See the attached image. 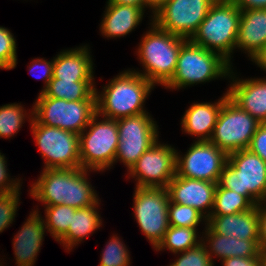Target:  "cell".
I'll return each instance as SVG.
<instances>
[{"mask_svg": "<svg viewBox=\"0 0 266 266\" xmlns=\"http://www.w3.org/2000/svg\"><path fill=\"white\" fill-rule=\"evenodd\" d=\"M197 235V228L169 226L162 241L155 250L162 251L168 249L176 255L202 243V237Z\"/></svg>", "mask_w": 266, "mask_h": 266, "instance_id": "cell-27", "label": "cell"}, {"mask_svg": "<svg viewBox=\"0 0 266 266\" xmlns=\"http://www.w3.org/2000/svg\"><path fill=\"white\" fill-rule=\"evenodd\" d=\"M91 171L83 168L43 169L37 181L31 184L29 194L44 206L88 207L99 200L87 177Z\"/></svg>", "mask_w": 266, "mask_h": 266, "instance_id": "cell-1", "label": "cell"}, {"mask_svg": "<svg viewBox=\"0 0 266 266\" xmlns=\"http://www.w3.org/2000/svg\"><path fill=\"white\" fill-rule=\"evenodd\" d=\"M102 251L99 266H130L129 250L124 242L113 235Z\"/></svg>", "mask_w": 266, "mask_h": 266, "instance_id": "cell-32", "label": "cell"}, {"mask_svg": "<svg viewBox=\"0 0 266 266\" xmlns=\"http://www.w3.org/2000/svg\"><path fill=\"white\" fill-rule=\"evenodd\" d=\"M254 205L243 195L218 183L214 195V204L210 215H229L252 209Z\"/></svg>", "mask_w": 266, "mask_h": 266, "instance_id": "cell-28", "label": "cell"}, {"mask_svg": "<svg viewBox=\"0 0 266 266\" xmlns=\"http://www.w3.org/2000/svg\"><path fill=\"white\" fill-rule=\"evenodd\" d=\"M33 104V118L39 124L61 128L78 135L97 113L96 100L67 101L39 93Z\"/></svg>", "mask_w": 266, "mask_h": 266, "instance_id": "cell-8", "label": "cell"}, {"mask_svg": "<svg viewBox=\"0 0 266 266\" xmlns=\"http://www.w3.org/2000/svg\"><path fill=\"white\" fill-rule=\"evenodd\" d=\"M248 149L266 162V123H261L259 125Z\"/></svg>", "mask_w": 266, "mask_h": 266, "instance_id": "cell-38", "label": "cell"}, {"mask_svg": "<svg viewBox=\"0 0 266 266\" xmlns=\"http://www.w3.org/2000/svg\"><path fill=\"white\" fill-rule=\"evenodd\" d=\"M107 3L139 7L144 11L148 8V0H107Z\"/></svg>", "mask_w": 266, "mask_h": 266, "instance_id": "cell-42", "label": "cell"}, {"mask_svg": "<svg viewBox=\"0 0 266 266\" xmlns=\"http://www.w3.org/2000/svg\"><path fill=\"white\" fill-rule=\"evenodd\" d=\"M256 206L259 214V247L260 252L266 256V201Z\"/></svg>", "mask_w": 266, "mask_h": 266, "instance_id": "cell-40", "label": "cell"}, {"mask_svg": "<svg viewBox=\"0 0 266 266\" xmlns=\"http://www.w3.org/2000/svg\"><path fill=\"white\" fill-rule=\"evenodd\" d=\"M53 65H54V59L51 61H47L44 58H35L30 63L29 72H31V74H33L34 70H36V71L41 70V72H39V73H42V75L36 76L37 77L36 79L38 80L39 78H41V79L45 80V83H44L45 85L43 86L40 93H42L47 88L50 80L53 77Z\"/></svg>", "mask_w": 266, "mask_h": 266, "instance_id": "cell-37", "label": "cell"}, {"mask_svg": "<svg viewBox=\"0 0 266 266\" xmlns=\"http://www.w3.org/2000/svg\"><path fill=\"white\" fill-rule=\"evenodd\" d=\"M216 187L217 183L214 182L175 175L167 190L171 202L191 206L208 218L213 208Z\"/></svg>", "mask_w": 266, "mask_h": 266, "instance_id": "cell-16", "label": "cell"}, {"mask_svg": "<svg viewBox=\"0 0 266 266\" xmlns=\"http://www.w3.org/2000/svg\"><path fill=\"white\" fill-rule=\"evenodd\" d=\"M177 254L180 256L176 259V261L174 260L173 263H170L169 266H214V263L203 243Z\"/></svg>", "mask_w": 266, "mask_h": 266, "instance_id": "cell-34", "label": "cell"}, {"mask_svg": "<svg viewBox=\"0 0 266 266\" xmlns=\"http://www.w3.org/2000/svg\"><path fill=\"white\" fill-rule=\"evenodd\" d=\"M133 210L141 232L155 249L169 228V193L162 187H135Z\"/></svg>", "mask_w": 266, "mask_h": 266, "instance_id": "cell-10", "label": "cell"}, {"mask_svg": "<svg viewBox=\"0 0 266 266\" xmlns=\"http://www.w3.org/2000/svg\"><path fill=\"white\" fill-rule=\"evenodd\" d=\"M99 117L96 113L79 134L81 168L93 172L113 167L119 144L117 120Z\"/></svg>", "mask_w": 266, "mask_h": 266, "instance_id": "cell-7", "label": "cell"}, {"mask_svg": "<svg viewBox=\"0 0 266 266\" xmlns=\"http://www.w3.org/2000/svg\"><path fill=\"white\" fill-rule=\"evenodd\" d=\"M228 93H224L218 102L193 103L184 113L181 121L182 131L188 135L196 136V141H209L214 126L220 113V109Z\"/></svg>", "mask_w": 266, "mask_h": 266, "instance_id": "cell-21", "label": "cell"}, {"mask_svg": "<svg viewBox=\"0 0 266 266\" xmlns=\"http://www.w3.org/2000/svg\"><path fill=\"white\" fill-rule=\"evenodd\" d=\"M144 10L139 7L107 3L100 24L104 37H124L132 32L143 19Z\"/></svg>", "mask_w": 266, "mask_h": 266, "instance_id": "cell-24", "label": "cell"}, {"mask_svg": "<svg viewBox=\"0 0 266 266\" xmlns=\"http://www.w3.org/2000/svg\"><path fill=\"white\" fill-rule=\"evenodd\" d=\"M233 65L220 54L207 50L187 39L181 46L173 77L165 89H185L191 85L228 78Z\"/></svg>", "mask_w": 266, "mask_h": 266, "instance_id": "cell-5", "label": "cell"}, {"mask_svg": "<svg viewBox=\"0 0 266 266\" xmlns=\"http://www.w3.org/2000/svg\"><path fill=\"white\" fill-rule=\"evenodd\" d=\"M0 152V194L11 193L13 191L21 190V180L18 178H9L10 175L7 169V160Z\"/></svg>", "mask_w": 266, "mask_h": 266, "instance_id": "cell-36", "label": "cell"}, {"mask_svg": "<svg viewBox=\"0 0 266 266\" xmlns=\"http://www.w3.org/2000/svg\"><path fill=\"white\" fill-rule=\"evenodd\" d=\"M17 44L11 31L0 26V69L11 70L17 65Z\"/></svg>", "mask_w": 266, "mask_h": 266, "instance_id": "cell-33", "label": "cell"}, {"mask_svg": "<svg viewBox=\"0 0 266 266\" xmlns=\"http://www.w3.org/2000/svg\"><path fill=\"white\" fill-rule=\"evenodd\" d=\"M101 200L88 207L79 208L72 213V221L67 233L58 241L65 250L71 251L90 234H93L102 225V218L97 211ZM101 218V219H100Z\"/></svg>", "mask_w": 266, "mask_h": 266, "instance_id": "cell-25", "label": "cell"}, {"mask_svg": "<svg viewBox=\"0 0 266 266\" xmlns=\"http://www.w3.org/2000/svg\"><path fill=\"white\" fill-rule=\"evenodd\" d=\"M261 123L229 97L224 100L210 142L227 154L248 149Z\"/></svg>", "mask_w": 266, "mask_h": 266, "instance_id": "cell-11", "label": "cell"}, {"mask_svg": "<svg viewBox=\"0 0 266 266\" xmlns=\"http://www.w3.org/2000/svg\"><path fill=\"white\" fill-rule=\"evenodd\" d=\"M150 24L136 53L144 71L136 72L154 85L164 86L174 75L180 48L187 38L166 32L152 21Z\"/></svg>", "mask_w": 266, "mask_h": 266, "instance_id": "cell-3", "label": "cell"}, {"mask_svg": "<svg viewBox=\"0 0 266 266\" xmlns=\"http://www.w3.org/2000/svg\"><path fill=\"white\" fill-rule=\"evenodd\" d=\"M170 0H148V8L152 10L151 20L156 12H158Z\"/></svg>", "mask_w": 266, "mask_h": 266, "instance_id": "cell-44", "label": "cell"}, {"mask_svg": "<svg viewBox=\"0 0 266 266\" xmlns=\"http://www.w3.org/2000/svg\"><path fill=\"white\" fill-rule=\"evenodd\" d=\"M95 81H61L51 79L42 92L46 97L61 98L67 101L96 100Z\"/></svg>", "mask_w": 266, "mask_h": 266, "instance_id": "cell-26", "label": "cell"}, {"mask_svg": "<svg viewBox=\"0 0 266 266\" xmlns=\"http://www.w3.org/2000/svg\"><path fill=\"white\" fill-rule=\"evenodd\" d=\"M251 61L266 72V45Z\"/></svg>", "mask_w": 266, "mask_h": 266, "instance_id": "cell-43", "label": "cell"}, {"mask_svg": "<svg viewBox=\"0 0 266 266\" xmlns=\"http://www.w3.org/2000/svg\"><path fill=\"white\" fill-rule=\"evenodd\" d=\"M93 59L88 45L71 48L54 57L52 79L61 81H95Z\"/></svg>", "mask_w": 266, "mask_h": 266, "instance_id": "cell-19", "label": "cell"}, {"mask_svg": "<svg viewBox=\"0 0 266 266\" xmlns=\"http://www.w3.org/2000/svg\"><path fill=\"white\" fill-rule=\"evenodd\" d=\"M38 208L30 212L26 222L13 238L17 266H33L44 240L46 225Z\"/></svg>", "mask_w": 266, "mask_h": 266, "instance_id": "cell-18", "label": "cell"}, {"mask_svg": "<svg viewBox=\"0 0 266 266\" xmlns=\"http://www.w3.org/2000/svg\"><path fill=\"white\" fill-rule=\"evenodd\" d=\"M177 150L156 141L130 168L128 178H135L136 187L167 188L176 175Z\"/></svg>", "mask_w": 266, "mask_h": 266, "instance_id": "cell-13", "label": "cell"}, {"mask_svg": "<svg viewBox=\"0 0 266 266\" xmlns=\"http://www.w3.org/2000/svg\"><path fill=\"white\" fill-rule=\"evenodd\" d=\"M154 87L135 69L124 70L106 84L103 91L95 88L97 113L115 120L147 113L144 103Z\"/></svg>", "mask_w": 266, "mask_h": 266, "instance_id": "cell-2", "label": "cell"}, {"mask_svg": "<svg viewBox=\"0 0 266 266\" xmlns=\"http://www.w3.org/2000/svg\"><path fill=\"white\" fill-rule=\"evenodd\" d=\"M119 144L114 163L122 162L127 172L159 138L158 125L149 112L117 120Z\"/></svg>", "mask_w": 266, "mask_h": 266, "instance_id": "cell-12", "label": "cell"}, {"mask_svg": "<svg viewBox=\"0 0 266 266\" xmlns=\"http://www.w3.org/2000/svg\"><path fill=\"white\" fill-rule=\"evenodd\" d=\"M44 207L46 230L58 242L67 233L76 208L62 204Z\"/></svg>", "mask_w": 266, "mask_h": 266, "instance_id": "cell-30", "label": "cell"}, {"mask_svg": "<svg viewBox=\"0 0 266 266\" xmlns=\"http://www.w3.org/2000/svg\"><path fill=\"white\" fill-rule=\"evenodd\" d=\"M168 219L169 225L175 227L197 228L201 221L207 225V218L197 209L171 201L168 206Z\"/></svg>", "mask_w": 266, "mask_h": 266, "instance_id": "cell-31", "label": "cell"}, {"mask_svg": "<svg viewBox=\"0 0 266 266\" xmlns=\"http://www.w3.org/2000/svg\"><path fill=\"white\" fill-rule=\"evenodd\" d=\"M266 45V9L241 10L236 48L252 60Z\"/></svg>", "mask_w": 266, "mask_h": 266, "instance_id": "cell-22", "label": "cell"}, {"mask_svg": "<svg viewBox=\"0 0 266 266\" xmlns=\"http://www.w3.org/2000/svg\"><path fill=\"white\" fill-rule=\"evenodd\" d=\"M19 103H10L0 107V138L9 139L21 130L25 119L33 118V110L27 114ZM28 115V116H27Z\"/></svg>", "mask_w": 266, "mask_h": 266, "instance_id": "cell-29", "label": "cell"}, {"mask_svg": "<svg viewBox=\"0 0 266 266\" xmlns=\"http://www.w3.org/2000/svg\"><path fill=\"white\" fill-rule=\"evenodd\" d=\"M228 154L210 141H195L183 156L177 151L176 175L219 182Z\"/></svg>", "mask_w": 266, "mask_h": 266, "instance_id": "cell-15", "label": "cell"}, {"mask_svg": "<svg viewBox=\"0 0 266 266\" xmlns=\"http://www.w3.org/2000/svg\"><path fill=\"white\" fill-rule=\"evenodd\" d=\"M202 233L204 234H202V237L204 236L202 243L213 263L214 257H218L222 261L229 257H254L260 253L259 240H239L215 234L207 225H205V232Z\"/></svg>", "mask_w": 266, "mask_h": 266, "instance_id": "cell-23", "label": "cell"}, {"mask_svg": "<svg viewBox=\"0 0 266 266\" xmlns=\"http://www.w3.org/2000/svg\"><path fill=\"white\" fill-rule=\"evenodd\" d=\"M222 266H266V256L259 253L254 257H229L221 262Z\"/></svg>", "mask_w": 266, "mask_h": 266, "instance_id": "cell-39", "label": "cell"}, {"mask_svg": "<svg viewBox=\"0 0 266 266\" xmlns=\"http://www.w3.org/2000/svg\"><path fill=\"white\" fill-rule=\"evenodd\" d=\"M20 190L11 193L0 194V233L9 227L15 220L17 208H19Z\"/></svg>", "mask_w": 266, "mask_h": 266, "instance_id": "cell-35", "label": "cell"}, {"mask_svg": "<svg viewBox=\"0 0 266 266\" xmlns=\"http://www.w3.org/2000/svg\"><path fill=\"white\" fill-rule=\"evenodd\" d=\"M216 0H170L152 18L160 29L190 39Z\"/></svg>", "mask_w": 266, "mask_h": 266, "instance_id": "cell-14", "label": "cell"}, {"mask_svg": "<svg viewBox=\"0 0 266 266\" xmlns=\"http://www.w3.org/2000/svg\"><path fill=\"white\" fill-rule=\"evenodd\" d=\"M218 184L245 196L254 206L266 201V162L249 149L228 154Z\"/></svg>", "mask_w": 266, "mask_h": 266, "instance_id": "cell-6", "label": "cell"}, {"mask_svg": "<svg viewBox=\"0 0 266 266\" xmlns=\"http://www.w3.org/2000/svg\"><path fill=\"white\" fill-rule=\"evenodd\" d=\"M235 74L231 68L228 97L260 123H266V79L254 77L245 80Z\"/></svg>", "mask_w": 266, "mask_h": 266, "instance_id": "cell-17", "label": "cell"}, {"mask_svg": "<svg viewBox=\"0 0 266 266\" xmlns=\"http://www.w3.org/2000/svg\"><path fill=\"white\" fill-rule=\"evenodd\" d=\"M240 10L266 9V0H231Z\"/></svg>", "mask_w": 266, "mask_h": 266, "instance_id": "cell-41", "label": "cell"}, {"mask_svg": "<svg viewBox=\"0 0 266 266\" xmlns=\"http://www.w3.org/2000/svg\"><path fill=\"white\" fill-rule=\"evenodd\" d=\"M31 131L44 159V169L81 168L79 135L30 121Z\"/></svg>", "mask_w": 266, "mask_h": 266, "instance_id": "cell-9", "label": "cell"}, {"mask_svg": "<svg viewBox=\"0 0 266 266\" xmlns=\"http://www.w3.org/2000/svg\"><path fill=\"white\" fill-rule=\"evenodd\" d=\"M240 15L241 10L231 0H216L190 40L220 54L232 65Z\"/></svg>", "mask_w": 266, "mask_h": 266, "instance_id": "cell-4", "label": "cell"}, {"mask_svg": "<svg viewBox=\"0 0 266 266\" xmlns=\"http://www.w3.org/2000/svg\"><path fill=\"white\" fill-rule=\"evenodd\" d=\"M207 226L215 233L239 240H259V214L257 206L237 214L210 215Z\"/></svg>", "mask_w": 266, "mask_h": 266, "instance_id": "cell-20", "label": "cell"}]
</instances>
